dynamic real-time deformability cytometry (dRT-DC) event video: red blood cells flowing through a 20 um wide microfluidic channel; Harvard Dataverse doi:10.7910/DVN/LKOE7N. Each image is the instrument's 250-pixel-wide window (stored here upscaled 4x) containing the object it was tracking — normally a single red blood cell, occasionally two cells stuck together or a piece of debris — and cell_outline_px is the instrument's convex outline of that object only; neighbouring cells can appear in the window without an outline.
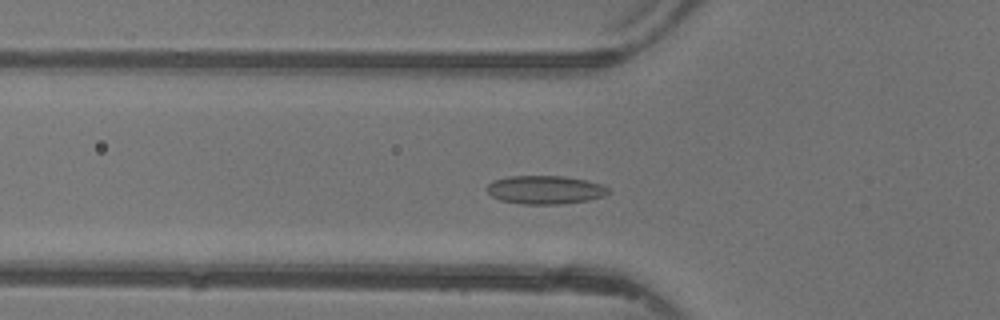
{"species": "common noctule bat (a hibernating species)", "species_latin": "Nyctalus noctula", "temperature_condition": "warm", "stored_images_in_passage": 44, "camera_frame_rate_fps": 3000, "um_per_image_px": 0.085, "animal": {"sex": "female"}, "frame": {"image": 1, "passage_image": 13, "time_ms": 4.0, "image_size_px": [1000, 320], "cell_outline_px": [[612, 192], [604, 196], [588, 200], [560, 204], [524, 204], [500, 200], [492, 196], [484, 188], [492, 180], [508, 176], [560, 176], [588, 180], [600, 184], [608, 188]], "centroid_in_image_um": [46.32, 16.13], "position_along_channel_um": 79.5, "area_um2": 20.23}}
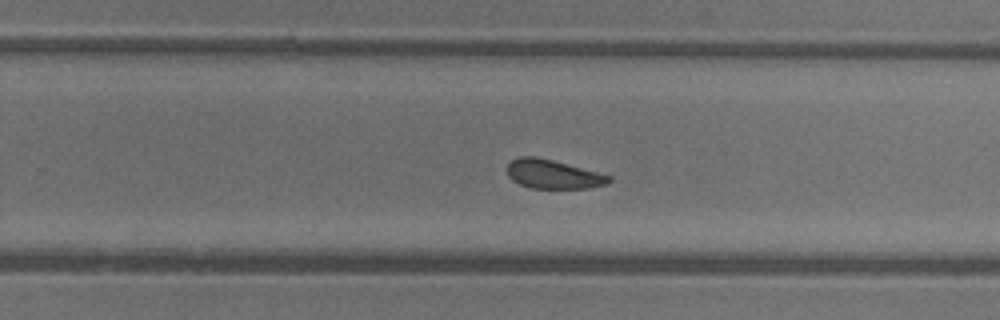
{"frame": {"image": 2, "passage_image": 27, "time_ms": 8.667, "image_size_px": [1000, 320], "cell_outline_px": [[612, 180], [604, 184], [588, 188], [528, 188], [512, 180], [508, 176], [508, 164], [512, 160], [520, 156], [536, 156], [552, 160], [612, 176]], "centroid_in_image_um": [46.98, 14.81], "position_along_channel_um": 282.8, "area_um2": 16.99}}
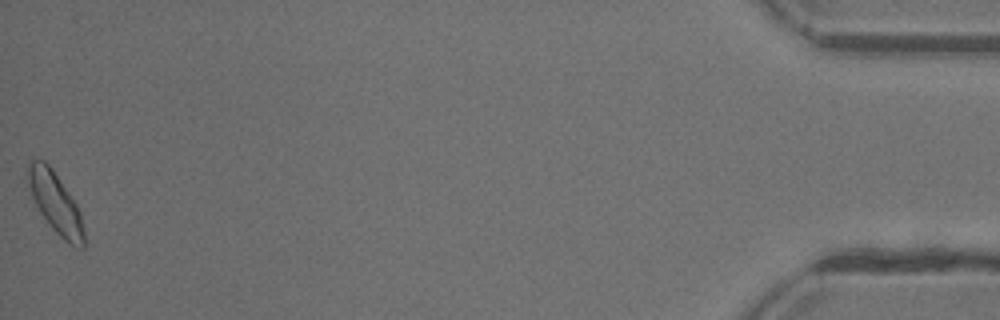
{"frame": {"image": 3, "passage_image": 44, "time_ms": 14.333, "image_size_px": [1000, 320], "cell_outline_px": [[84, 248], [76, 248], [68, 244], [52, 228], [40, 212], [32, 196], [24, 172], [28, 164], [32, 160], [44, 160], [52, 168], [76, 204], [80, 212], [84, 232]], "centroid_in_image_um": [4.69, 17.23], "position_along_channel_um": 430.5, "area_um2": 19.77}, "authors_computed_cell_mechanics": {"area_um2": 18.5538, "velocity_mm_per_s": 4.3519, "shape_relaxation_time_tau1_ms": 3.7263, "shape_relaxation_time_tau2_ms": 1.5747, "deformation_change_tau1": 0.1037, "deformation_change_tau2": 0.0639}}